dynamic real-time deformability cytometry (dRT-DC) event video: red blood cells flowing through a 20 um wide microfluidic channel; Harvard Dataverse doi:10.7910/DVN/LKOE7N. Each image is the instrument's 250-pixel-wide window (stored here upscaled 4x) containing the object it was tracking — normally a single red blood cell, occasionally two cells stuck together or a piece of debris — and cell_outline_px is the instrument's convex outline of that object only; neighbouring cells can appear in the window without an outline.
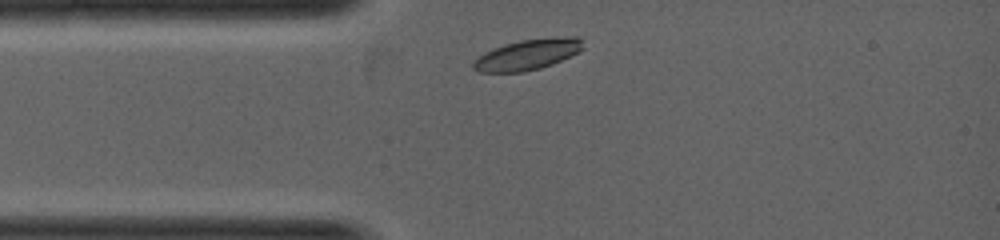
{"species": "common noctule bat (a hibernating species)", "species_latin": "Nyctalus noctula", "temperature_condition": "warm", "stored_images_in_passage": 1, "camera_frame_rate_fps": 5000, "um_per_image_px": 0.085, "animal": {"sex": "female", "body_mass_g": 19.0, "forearm_length_mm": 53.3}, "frame": {"image": 1, "passage_image": 1, "time_ms": 0.0, "image_size_px": [1000, 240], "cell_outline_px": [[584, 48], [580, 52], [552, 64], [540, 68], [524, 72], [480, 72], [472, 68], [472, 64], [484, 52], [492, 48], [504, 44], [520, 40], [568, 36], [580, 36]], "centroid_in_image_um": [44.88, 4.63], "position_along_channel_um": 40.1, "area_um2": 19.65}}